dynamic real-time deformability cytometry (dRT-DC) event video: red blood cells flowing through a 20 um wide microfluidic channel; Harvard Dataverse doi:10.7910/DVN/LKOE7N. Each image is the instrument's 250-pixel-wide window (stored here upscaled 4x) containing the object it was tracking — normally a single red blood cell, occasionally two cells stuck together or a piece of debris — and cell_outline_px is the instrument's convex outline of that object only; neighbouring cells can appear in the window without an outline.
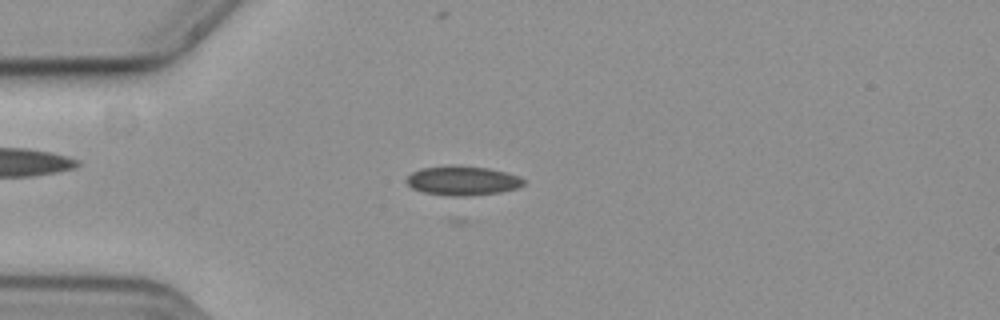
{"species": "common noctule bat (a hibernating species)", "species_latin": "Nyctalus noctula", "temperature_condition": "cold", "stored_images_in_passage": 47, "camera_frame_rate_fps": 3000, "um_per_image_px": 0.085, "animal": {"sex": "female", "body_mass_g": 19.3, "forearm_length_mm": 54.1}, "frame": {"image": 1, "passage_image": 5, "time_ms": 1.333, "image_size_px": [1000, 320], "cell_outline_px": [[524, 184], [516, 188], [500, 192], [472, 196], [448, 196], [424, 192], [412, 188], [408, 184], [408, 176], [412, 172], [420, 168], [488, 168], [520, 176], [524, 180]], "centroid_in_image_um": [39.35, 15.41], "position_along_channel_um": 45.6, "area_um2": 19.13}}
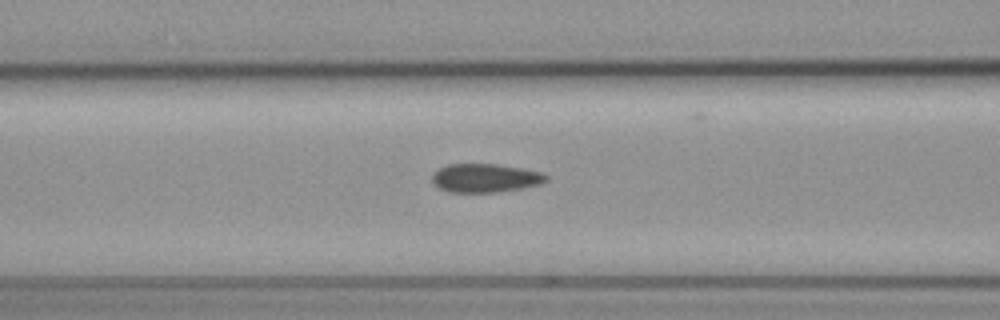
{"frame": {"image": 2, "passage_image": 13, "time_ms": 4.0, "image_size_px": [1000, 320], "cell_outline_px": [[548, 180], [540, 184], [520, 188], [496, 192], [448, 192], [436, 188], [432, 180], [432, 172], [448, 164], [500, 164], [540, 172], [548, 176]], "centroid_in_image_um": [41.19, 15.13], "position_along_channel_um": 125.4, "area_um2": 19.07}}
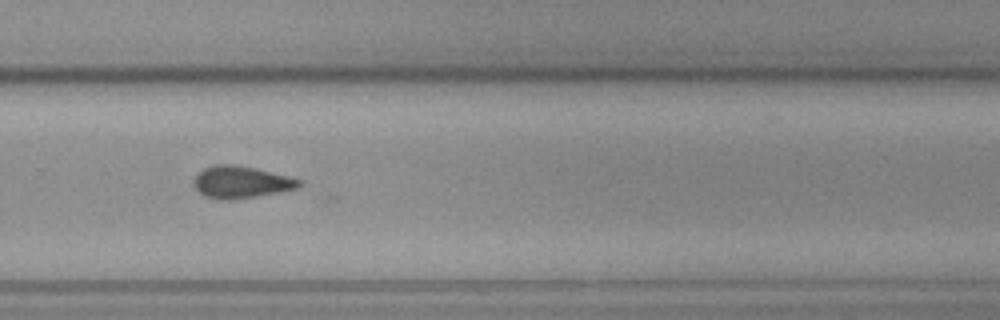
{"frame": {"image": 3, "passage_image": 28, "time_ms": 9.0, "image_size_px": [1000, 320], "cell_outline_px": [[304, 184], [296, 188], [280, 192], [236, 200], [216, 200], [204, 196], [196, 188], [196, 176], [204, 168], [212, 164], [236, 164], [288, 176], [304, 180]], "centroid_in_image_um": [20.53, 15.49], "position_along_channel_um": 309.3, "area_um2": 19.77}}